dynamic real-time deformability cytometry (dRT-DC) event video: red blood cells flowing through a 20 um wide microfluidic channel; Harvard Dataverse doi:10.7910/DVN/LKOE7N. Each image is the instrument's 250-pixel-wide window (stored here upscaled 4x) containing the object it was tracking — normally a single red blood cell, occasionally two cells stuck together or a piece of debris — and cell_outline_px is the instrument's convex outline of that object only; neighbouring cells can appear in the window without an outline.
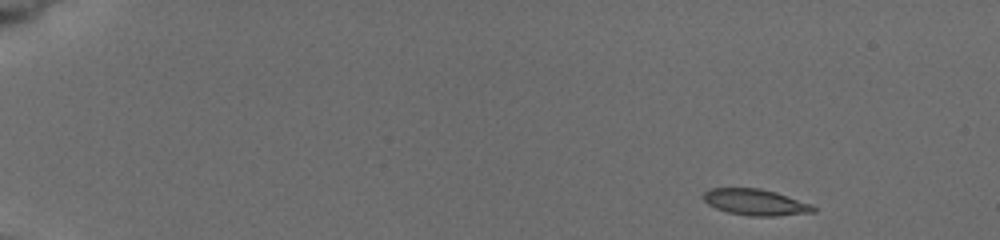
{"species": "common noctule bat (a hibernating species)", "species_latin": "Nyctalus noctula", "temperature_condition": "cold", "stored_images_in_passage": 5, "camera_frame_rate_fps": 3000, "um_per_image_px": 0.085, "animal": {"sex": "female", "body_mass_g": 19.5, "forearm_length_mm": 54.1}, "frame": {"image": 1, "passage_image": 1, "time_ms": 0.0, "image_size_px": [1000, 240], "cell_outline_px": [[816, 212], [776, 216], [748, 216], [728, 212], [716, 208], [708, 204], [704, 200], [704, 192], [712, 188], [760, 188], [776, 192], [812, 204], [816, 208]], "centroid_in_image_um": [64.25, 17.19], "position_along_channel_um": 20.8, "area_um2": 16.82}}
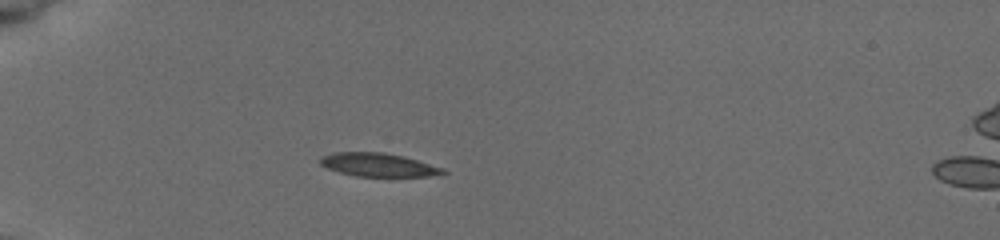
{"frame": {"image": 2, "passage_image": 5, "time_ms": 3.667, "image_size_px": [1000, 240], "cell_outline_px": [[448, 172], [428, 176], [356, 176], [340, 172], [328, 168], [320, 164], [320, 156], [332, 152], [380, 152], [404, 156], [444, 168]], "centroid_in_image_um": [32.13, 14.0], "position_along_channel_um": 52.9, "area_um2": 16.65}}